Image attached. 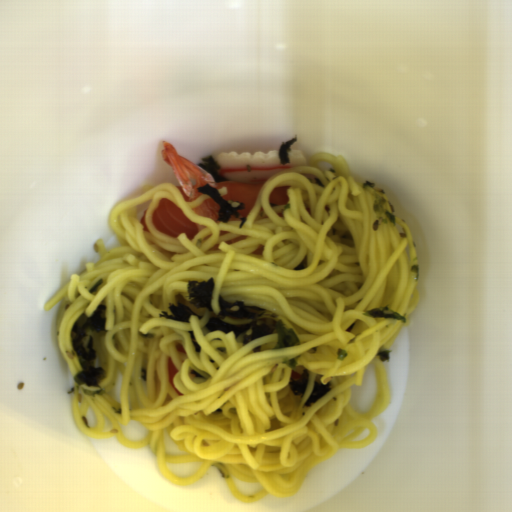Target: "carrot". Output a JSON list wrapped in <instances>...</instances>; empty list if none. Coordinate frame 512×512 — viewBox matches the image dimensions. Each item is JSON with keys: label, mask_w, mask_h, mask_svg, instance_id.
<instances>
[{"label": "carrot", "mask_w": 512, "mask_h": 512, "mask_svg": "<svg viewBox=\"0 0 512 512\" xmlns=\"http://www.w3.org/2000/svg\"><path fill=\"white\" fill-rule=\"evenodd\" d=\"M167 370H168V378L171 387L174 389V391L177 393L178 396H183L182 392L178 390L173 382L174 376L176 373H178V369L175 367L171 357H168L167 361Z\"/></svg>", "instance_id": "obj_1"}, {"label": "carrot", "mask_w": 512, "mask_h": 512, "mask_svg": "<svg viewBox=\"0 0 512 512\" xmlns=\"http://www.w3.org/2000/svg\"><path fill=\"white\" fill-rule=\"evenodd\" d=\"M178 353H182V354H186V350L182 347V346H179L178 349H177Z\"/></svg>", "instance_id": "obj_2"}]
</instances>
